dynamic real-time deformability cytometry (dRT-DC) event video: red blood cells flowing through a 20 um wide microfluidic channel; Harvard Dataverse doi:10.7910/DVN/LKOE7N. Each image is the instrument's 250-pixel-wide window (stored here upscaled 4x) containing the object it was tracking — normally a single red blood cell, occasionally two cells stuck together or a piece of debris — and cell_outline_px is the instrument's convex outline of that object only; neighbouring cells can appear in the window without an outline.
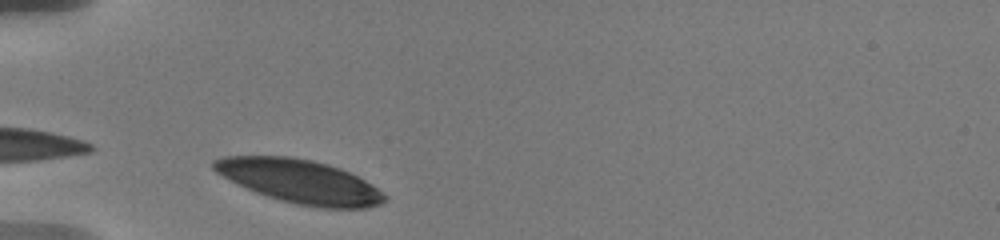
{"species": "human", "species_latin": "Homo sapiens", "temperature_condition": "warm", "stored_images_in_passage": 13, "camera_frame_rate_fps": 3000, "um_per_image_px": 0.085, "donor": {"sex": "male"}, "frame": {"image": 1, "passage_image": 1, "time_ms": 0.0, "image_size_px": [1000, 240], "cell_outline_px": [[388, 200], [380, 204], [368, 208], [320, 208], [296, 204], [280, 200], [256, 192], [236, 184], [216, 172], [212, 168], [212, 160], [224, 156], [288, 156], [312, 160], [328, 164], [340, 168], [372, 184], [388, 196]], "centroid_in_image_um": [25.49, 15.42], "position_along_channel_um": 59.5, "area_um2": 43.52}}
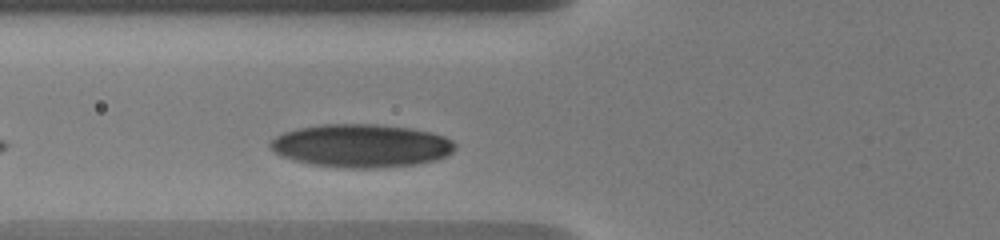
{"frame": {"image": 2, "passage_image": 8, "time_ms": 1.333, "image_size_px": [1000, 240], "cell_outline_px": [[456, 148], [452, 152], [436, 160], [412, 164], [372, 168], [348, 168], [312, 164], [280, 156], [272, 152], [268, 148], [268, 144], [276, 136], [284, 132], [296, 128], [320, 124], [376, 124], [412, 128], [432, 132], [444, 136], [452, 140], [456, 144]], "centroid_in_image_um": [30.67, 12.37], "position_along_channel_um": 95.1, "area_um2": 46.59}}
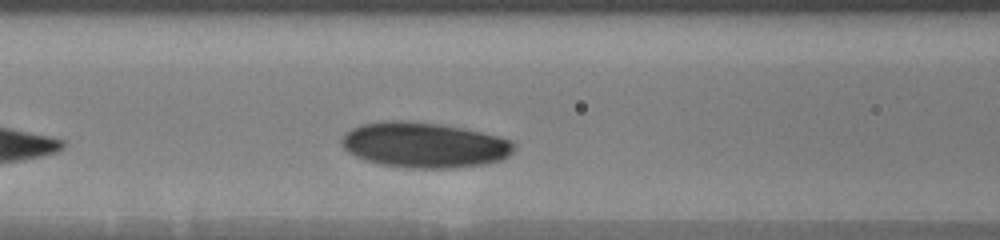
{"frame": {"image": 3, "passage_image": 12, "time_ms": 2.333, "image_size_px": [1000, 240], "cell_outline_px": [[516, 144], [512, 152], [508, 156], [500, 160], [484, 164], [452, 168], [412, 168], [380, 164], [364, 160], [348, 152], [344, 148], [340, 140], [352, 128], [360, 124], [384, 120], [412, 120], [440, 124], [464, 128], [500, 136], [512, 140]], "centroid_in_image_um": [36.07, 12.31], "position_along_channel_um": 130.5, "area_um2": 45.89}}